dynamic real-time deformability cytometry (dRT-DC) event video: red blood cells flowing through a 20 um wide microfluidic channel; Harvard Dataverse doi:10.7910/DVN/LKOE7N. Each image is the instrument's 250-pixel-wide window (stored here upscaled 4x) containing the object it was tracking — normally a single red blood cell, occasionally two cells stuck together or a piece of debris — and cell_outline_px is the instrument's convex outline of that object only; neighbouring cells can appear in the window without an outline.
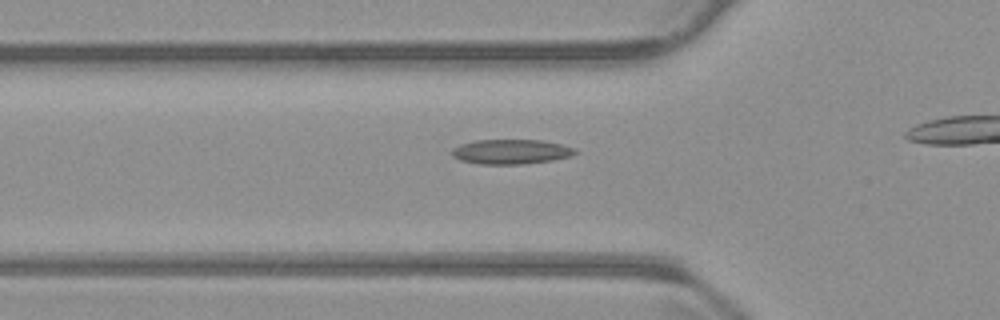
{"species": "common noctule bat (a hibernating species)", "species_latin": "Nyctalus noctula", "temperature_condition": "warm", "stored_images_in_passage": 35, "camera_frame_rate_fps": 3000, "um_per_image_px": 0.085, "animal": {"sex": "male", "body_mass_g": 23.1, "forearm_length_mm": 52.7}, "frame": {"image": 1, "passage_image": 10, "time_ms": 3.0, "image_size_px": [1000, 320], "cell_outline_px": [[580, 152], [572, 156], [552, 160], [520, 164], [480, 164], [460, 160], [452, 156], [452, 148], [460, 144], [476, 140], [544, 140], [576, 148]], "centroid_in_image_um": [43.46, 12.89], "position_along_channel_um": 82.3, "area_um2": 17.86}}
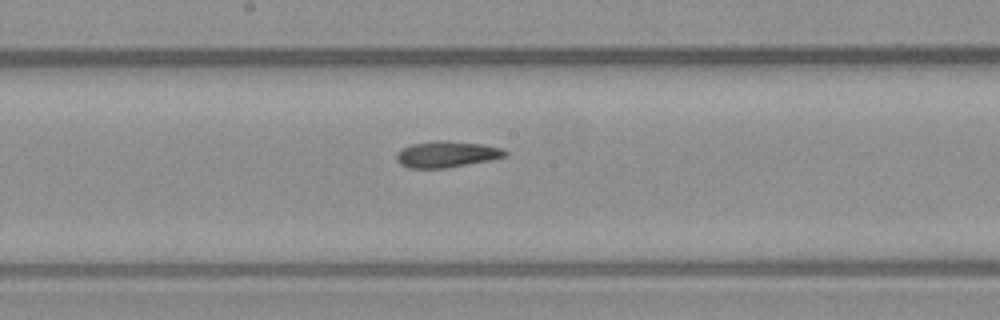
{"frame": {"image": 2, "passage_image": 20, "time_ms": 6.333, "image_size_px": [1000, 320], "cell_outline_px": [[508, 156], [492, 160], [444, 168], [408, 168], [400, 164], [396, 160], [396, 156], [404, 148], [412, 144], [436, 140], [444, 140], [484, 144], [504, 148], [508, 152]], "centroid_in_image_um": [38.04, 13.11], "position_along_channel_um": 210.2, "area_um2": 16.7}}
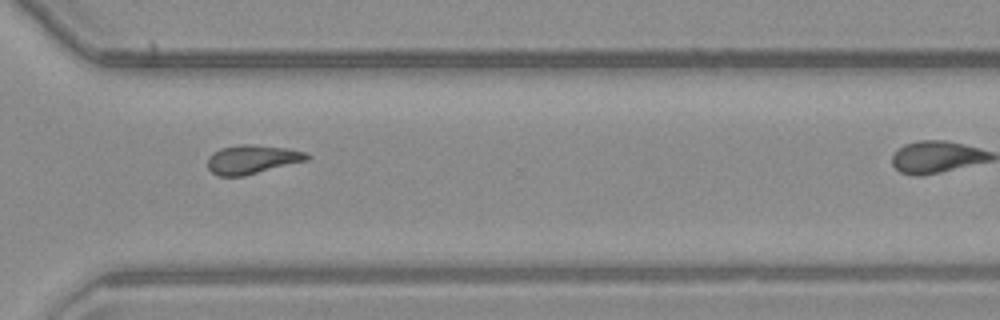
{"frame": {"image": 3, "passage_image": 31, "time_ms": 10.0, "image_size_px": [1000, 320], "cell_outline_px": [[312, 156], [308, 160], [244, 176], [220, 176], [212, 172], [208, 168], [208, 156], [212, 152], [220, 148], [244, 144], [252, 144], [288, 148], [304, 152]], "centroid_in_image_um": [21.43, 13.54], "position_along_channel_um": 349.2, "area_um2": 16.76}}